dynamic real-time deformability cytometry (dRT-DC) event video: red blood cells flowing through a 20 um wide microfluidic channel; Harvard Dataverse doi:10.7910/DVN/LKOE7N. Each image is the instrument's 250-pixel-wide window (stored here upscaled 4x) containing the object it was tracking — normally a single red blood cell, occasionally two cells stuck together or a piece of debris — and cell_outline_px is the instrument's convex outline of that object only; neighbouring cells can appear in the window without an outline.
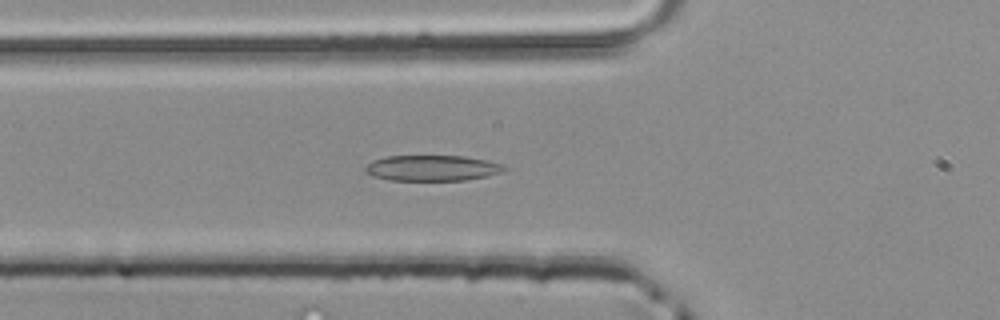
{"species": "common noctule bat (a hibernating species)", "species_latin": "Nyctalus noctula", "temperature_condition": "room temperature", "stored_images_in_passage": 40, "camera_frame_rate_fps": 3000, "um_per_image_px": 0.085, "animal": {"sex": "male", "body_mass_g": 20.4}, "frame": {"image": 1, "passage_image": 10, "time_ms": 3.0, "image_size_px": [1000, 320], "cell_outline_px": [[508, 168], [500, 172], [488, 176], [464, 180], [388, 180], [372, 176], [364, 172], [364, 168], [372, 160], [388, 156], [464, 156], [488, 160], [504, 164]], "centroid_in_image_um": [36.73, 14.28], "position_along_channel_um": 89.1, "area_um2": 20.92}}
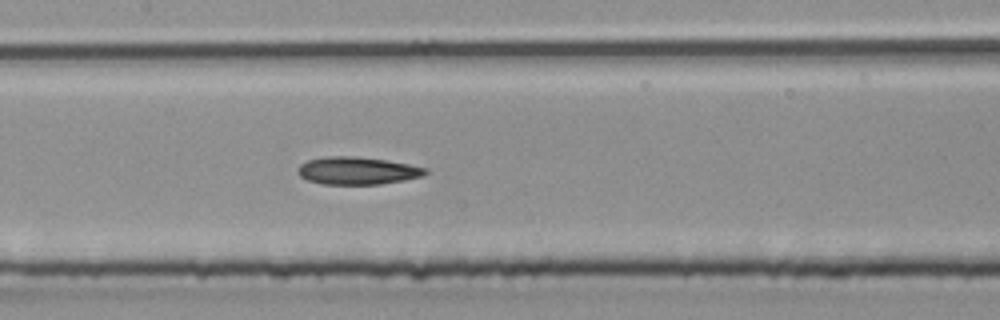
{"frame": {"image": 2, "passage_image": 16, "time_ms": 5.0, "image_size_px": [1000, 320], "cell_outline_px": [[428, 172], [424, 176], [404, 180], [380, 184], [324, 184], [308, 180], [300, 176], [296, 172], [296, 168], [300, 164], [308, 160], [328, 156], [356, 156], [388, 160], [428, 168]], "centroid_in_image_um": [30.38, 14.5], "position_along_channel_um": 177.0, "area_um2": 20.63}}
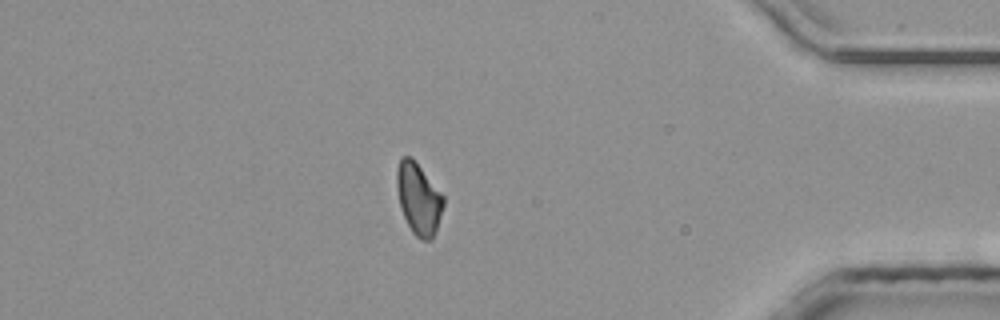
{"frame": {"image": 3, "passage_image": 34, "time_ms": 11.0, "image_size_px": [1000, 320], "cell_outline_px": [[444, 204], [432, 240], [420, 240], [412, 232], [404, 216], [400, 204], [396, 188], [396, 172], [400, 156], [412, 156], [444, 196]], "centroid_in_image_um": [35.57, 16.86], "position_along_channel_um": 399.6, "area_um2": 19.42}}